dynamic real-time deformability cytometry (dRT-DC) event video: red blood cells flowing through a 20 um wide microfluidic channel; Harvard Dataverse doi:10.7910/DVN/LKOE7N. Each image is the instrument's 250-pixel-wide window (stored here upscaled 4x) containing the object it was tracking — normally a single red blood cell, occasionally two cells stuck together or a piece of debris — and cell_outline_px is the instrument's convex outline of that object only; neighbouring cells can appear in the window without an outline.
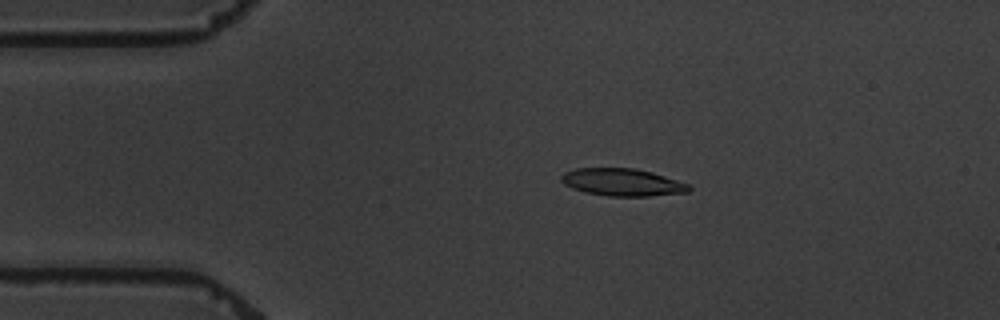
{"species": "common noctule bat (a hibernating species)", "species_latin": "Nyctalus noctula", "temperature_condition": "warm", "stored_images_in_passage": 16, "camera_frame_rate_fps": 3000, "um_per_image_px": 0.085, "animal": {"sex": "male", "body_mass_g": 19.5, "forearm_length_mm": 54.6}, "frame": {"image": 1, "passage_image": 3, "time_ms": 3.333, "image_size_px": [1000, 320], "cell_outline_px": [[692, 188], [688, 192], [648, 196], [608, 196], [584, 192], [572, 188], [564, 184], [560, 180], [560, 176], [564, 172], [576, 168], [636, 168], [652, 172], [688, 184]], "centroid_in_image_um": [52.86, 15.49], "position_along_channel_um": 32.1, "area_um2": 20.4}}
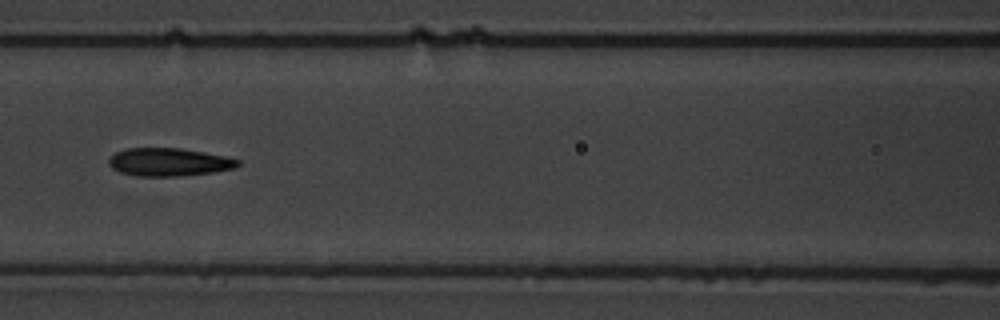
{"frame": {"image": 2, "passage_image": 7, "time_ms": 8.0, "image_size_px": [1000, 320], "cell_outline_px": [[240, 164], [236, 168], [212, 172], [180, 176], [136, 176], [120, 172], [112, 168], [108, 164], [108, 160], [116, 152], [128, 148], [180, 148], [204, 152], [224, 156], [240, 160]], "centroid_in_image_um": [14.36, 13.78], "position_along_channel_um": 152.2, "area_um2": 21.04}}
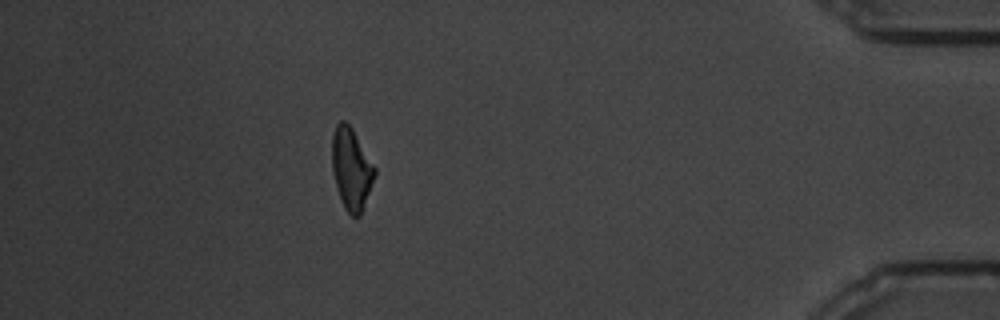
{"frame": {"image": 3, "passage_image": 14, "time_ms": 17.0, "image_size_px": [1000, 320], "cell_outline_px": [[376, 172], [360, 216], [352, 216], [344, 208], [336, 188], [332, 172], [332, 136], [336, 124], [340, 120], [344, 120], [352, 128], [376, 168]], "centroid_in_image_um": [29.84, 14.34], "position_along_channel_um": 405.4, "area_um2": 20.23}, "authors_computed_cell_mechanics": {"area_um2": 20.9236, "velocity_mm_per_s": 3.4096, "shape_relaxation_time_tau1_ms": 5.4308, "shape_relaxation_time_tau2_ms": 3.7095, "deformation_change_tau1": 0.1856, "deformation_change_tau2": 0.136}}